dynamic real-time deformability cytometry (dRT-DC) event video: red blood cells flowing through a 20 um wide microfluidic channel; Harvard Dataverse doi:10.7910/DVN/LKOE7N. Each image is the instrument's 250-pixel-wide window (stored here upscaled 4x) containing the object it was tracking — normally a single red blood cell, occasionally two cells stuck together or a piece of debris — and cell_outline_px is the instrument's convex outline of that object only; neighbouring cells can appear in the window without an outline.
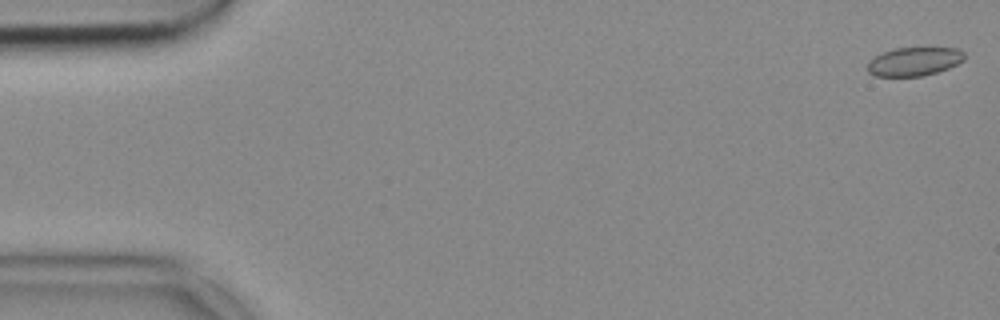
{"species": "common noctule bat (a hibernating species)", "species_latin": "Nyctalus noctula", "temperature_condition": "cold", "stored_images_in_passage": 54, "camera_frame_rate_fps": 3000, "um_per_image_px": 0.085, "animal": {"sex": "female", "body_mass_g": 18.4}, "frame": {"image": 1, "passage_image": 1, "time_ms": 0.0, "image_size_px": [1000, 320], "cell_outline_px": [[964, 60], [948, 68], [924, 76], [876, 76], [868, 72], [868, 64], [880, 52], [892, 48], [956, 48], [964, 52]], "centroid_in_image_um": [77.7, 5.22], "position_along_channel_um": 7.3, "area_um2": 16.07}}
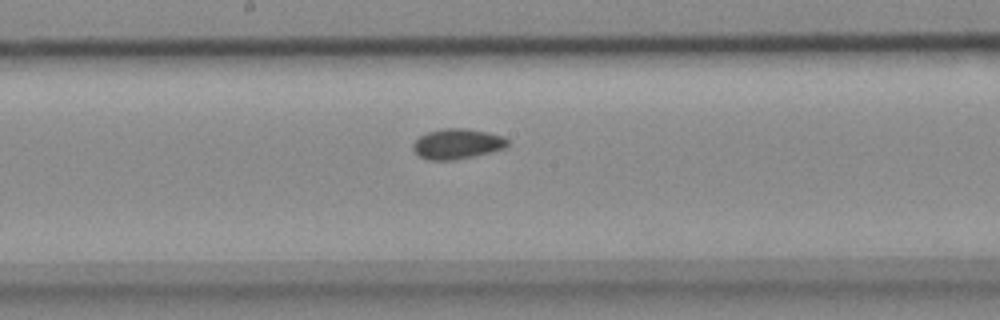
{"frame": {"image": 2, "passage_image": 28, "time_ms": 9.0, "image_size_px": [1000, 320], "cell_outline_px": [[508, 144], [504, 148], [492, 152], [452, 160], [428, 160], [420, 156], [412, 148], [412, 144], [420, 136], [428, 132], [440, 128], [468, 128], [488, 132], [504, 136], [508, 140]], "centroid_in_image_um": [38.87, 12.21], "position_along_channel_um": 209.3, "area_um2": 16.7}}
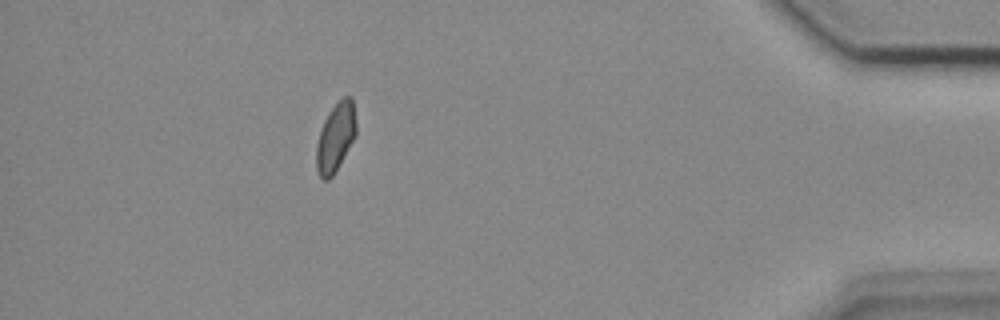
{"frame": {"image": 3, "passage_image": 48, "time_ms": 15.667, "image_size_px": [1000, 320], "cell_outline_px": [[356, 136], [340, 164], [332, 176], [328, 180], [324, 180], [320, 176], [316, 168], [316, 144], [324, 120], [328, 112], [344, 96], [352, 96], [356, 120]], "centroid_in_image_um": [28.53, 11.67], "position_along_channel_um": 406.7, "area_um2": 15.95}}